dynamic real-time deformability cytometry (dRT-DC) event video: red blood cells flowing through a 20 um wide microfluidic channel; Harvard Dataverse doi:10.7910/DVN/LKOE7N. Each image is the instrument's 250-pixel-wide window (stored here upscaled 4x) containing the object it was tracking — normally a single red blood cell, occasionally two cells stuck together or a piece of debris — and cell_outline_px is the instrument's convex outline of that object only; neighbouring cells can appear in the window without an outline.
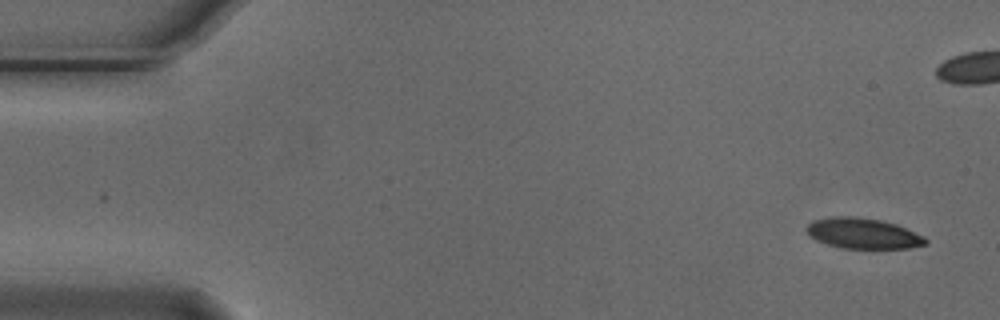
{"species": "Egyptian fruit bat (a non-hibernating species)", "species_latin": "Rousettus aegyptiacus", "temperature_condition": "cold", "stored_images_in_passage": 54, "camera_frame_rate_fps": 3000, "um_per_image_px": 0.085, "animal": {"sex": "male"}, "frame": {"image": 1, "passage_image": 1, "time_ms": 0.0, "image_size_px": [1000, 320], "cell_outline_px": [[928, 244], [912, 248], [840, 248], [816, 240], [808, 232], [808, 224], [812, 220], [832, 216], [856, 216], [880, 220], [896, 224], [924, 236], [928, 240]], "centroid_in_image_um": [73.39, 19.83], "position_along_channel_um": 11.6, "area_um2": 21.15}}
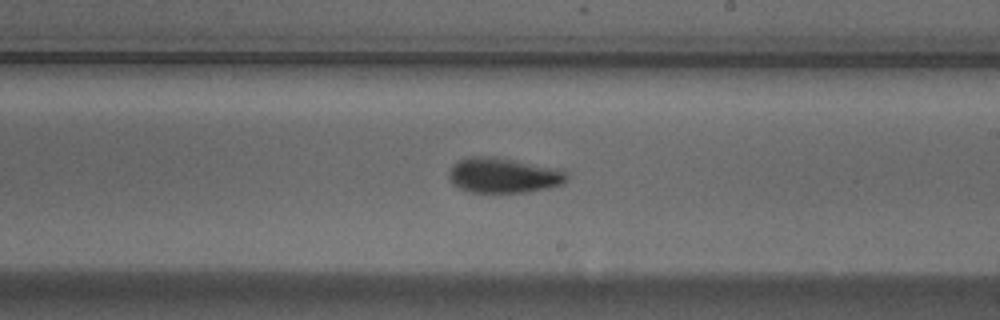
{"frame": {"image": 2, "passage_image": 30, "time_ms": 9.667, "image_size_px": [1000, 320], "cell_outline_px": [[568, 176], [564, 184], [548, 188], [524, 192], [468, 192], [452, 184], [448, 180], [448, 172], [452, 164], [468, 156], [488, 156], [560, 168], [568, 172]], "centroid_in_image_um": [42.78, 14.9], "position_along_channel_um": 246.2, "area_um2": 24.33}}
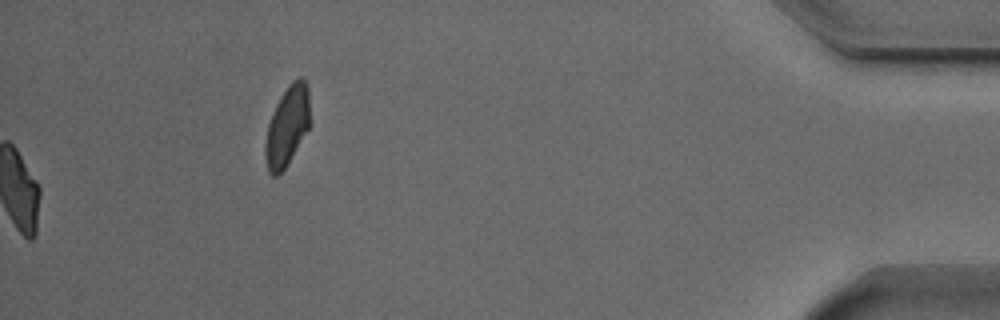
{"frame": {"image": 3, "passage_image": 54, "time_ms": 17.667, "image_size_px": [1000, 320], "cell_outline_px": [[312, 124], [284, 168], [276, 176], [272, 176], [268, 172], [264, 156], [264, 144], [268, 124], [272, 112], [280, 96], [288, 84], [292, 80], [300, 76], [304, 80], [308, 88]], "centroid_in_image_um": [24.42, 10.68], "position_along_channel_um": 410.8, "area_um2": 21.21}, "authors_computed_cell_mechanics": {"area_um2": 22.4264, "velocity_mm_per_s": 3.704, "shape_relaxation_time_tau1_ms": 4.2812, "shape_relaxation_time_tau2_ms": 3.5887, "deformation_change_tau1": 0.1437, "deformation_change_tau2": 0.0949}}